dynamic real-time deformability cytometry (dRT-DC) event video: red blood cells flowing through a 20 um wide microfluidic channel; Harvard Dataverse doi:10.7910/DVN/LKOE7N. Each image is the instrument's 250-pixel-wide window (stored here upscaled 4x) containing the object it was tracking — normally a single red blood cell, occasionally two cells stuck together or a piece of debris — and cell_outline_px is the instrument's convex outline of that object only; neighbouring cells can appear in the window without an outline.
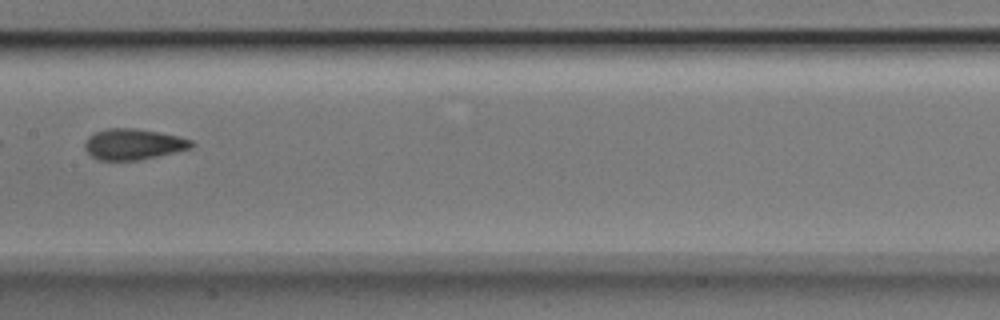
{"species": "Egyptian fruit bat (a non-hibernating species)", "species_latin": "Rousettus aegyptiacus", "temperature_condition": "room temperature", "stored_images_in_passage": 9, "segment_of_instrument_passage": [2, 2], "camera_frame_rate_fps": 3000, "um_per_image_px": 0.085, "animal": {"sex": "male"}, "frame": {"image": 1, "passage_image": 8, "time_ms": 2.333, "image_size_px": [1000, 320], "cell_outline_px": [[196, 144], [192, 148], [176, 152], [140, 160], [100, 160], [92, 156], [84, 148], [84, 144], [88, 136], [96, 132], [108, 128], [136, 128], [176, 136], [192, 140]], "centroid_in_image_um": [11.34, 12.26], "position_along_channel_um": 196.1, "area_um2": 19.13}}
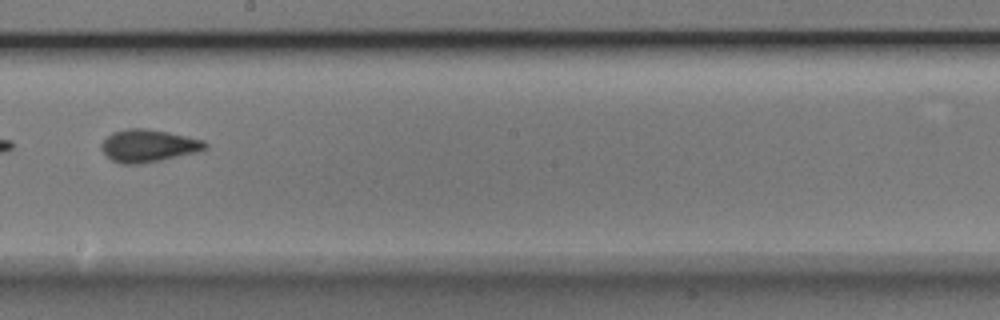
{"frame": {"image": 2, "passage_image": 9, "time_ms": 2.667, "image_size_px": [1000, 320], "cell_outline_px": [[208, 148], [196, 152], [160, 160], [140, 164], [120, 164], [112, 160], [100, 148], [100, 144], [112, 132], [128, 128], [144, 128], [168, 132], [188, 136], [204, 140], [208, 144]], "centroid_in_image_um": [12.61, 12.38], "position_along_channel_um": 235.6, "area_um2": 19.65}}